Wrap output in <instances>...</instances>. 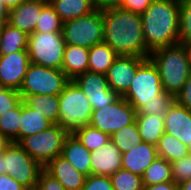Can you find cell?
Masks as SVG:
<instances>
[{
    "instance_id": "b9f144b4",
    "label": "cell",
    "mask_w": 191,
    "mask_h": 190,
    "mask_svg": "<svg viewBox=\"0 0 191 190\" xmlns=\"http://www.w3.org/2000/svg\"><path fill=\"white\" fill-rule=\"evenodd\" d=\"M175 101L191 111V75L175 97Z\"/></svg>"
},
{
    "instance_id": "5b68a950",
    "label": "cell",
    "mask_w": 191,
    "mask_h": 190,
    "mask_svg": "<svg viewBox=\"0 0 191 190\" xmlns=\"http://www.w3.org/2000/svg\"><path fill=\"white\" fill-rule=\"evenodd\" d=\"M42 169L18 143L11 142L0 154V175H10L28 190L36 189Z\"/></svg>"
},
{
    "instance_id": "2e32d148",
    "label": "cell",
    "mask_w": 191,
    "mask_h": 190,
    "mask_svg": "<svg viewBox=\"0 0 191 190\" xmlns=\"http://www.w3.org/2000/svg\"><path fill=\"white\" fill-rule=\"evenodd\" d=\"M48 3V0L23 1L10 10L8 23L30 35L34 33L41 11Z\"/></svg>"
},
{
    "instance_id": "d6a6232c",
    "label": "cell",
    "mask_w": 191,
    "mask_h": 190,
    "mask_svg": "<svg viewBox=\"0 0 191 190\" xmlns=\"http://www.w3.org/2000/svg\"><path fill=\"white\" fill-rule=\"evenodd\" d=\"M63 21L55 12L54 8L48 3L41 11V15L35 26L34 32H62Z\"/></svg>"
},
{
    "instance_id": "83f0119b",
    "label": "cell",
    "mask_w": 191,
    "mask_h": 190,
    "mask_svg": "<svg viewBox=\"0 0 191 190\" xmlns=\"http://www.w3.org/2000/svg\"><path fill=\"white\" fill-rule=\"evenodd\" d=\"M158 157L164 158L169 163L180 160L190 153L188 146L171 134L165 133L157 144Z\"/></svg>"
},
{
    "instance_id": "4fadbf2b",
    "label": "cell",
    "mask_w": 191,
    "mask_h": 190,
    "mask_svg": "<svg viewBox=\"0 0 191 190\" xmlns=\"http://www.w3.org/2000/svg\"><path fill=\"white\" fill-rule=\"evenodd\" d=\"M145 59L133 55H118L106 74L109 88L123 96L130 87L138 66Z\"/></svg>"
},
{
    "instance_id": "e575fe53",
    "label": "cell",
    "mask_w": 191,
    "mask_h": 190,
    "mask_svg": "<svg viewBox=\"0 0 191 190\" xmlns=\"http://www.w3.org/2000/svg\"><path fill=\"white\" fill-rule=\"evenodd\" d=\"M174 102L175 96L163 91L158 95V100L145 103L136 111V114L155 115L159 118H164Z\"/></svg>"
},
{
    "instance_id": "52a82bcc",
    "label": "cell",
    "mask_w": 191,
    "mask_h": 190,
    "mask_svg": "<svg viewBox=\"0 0 191 190\" xmlns=\"http://www.w3.org/2000/svg\"><path fill=\"white\" fill-rule=\"evenodd\" d=\"M63 38L66 44L90 49L104 40L102 10L63 22Z\"/></svg>"
},
{
    "instance_id": "6da1fadb",
    "label": "cell",
    "mask_w": 191,
    "mask_h": 190,
    "mask_svg": "<svg viewBox=\"0 0 191 190\" xmlns=\"http://www.w3.org/2000/svg\"><path fill=\"white\" fill-rule=\"evenodd\" d=\"M104 40L118 55H133L149 58L140 14L120 7L102 10Z\"/></svg>"
},
{
    "instance_id": "8d00e7d4",
    "label": "cell",
    "mask_w": 191,
    "mask_h": 190,
    "mask_svg": "<svg viewBox=\"0 0 191 190\" xmlns=\"http://www.w3.org/2000/svg\"><path fill=\"white\" fill-rule=\"evenodd\" d=\"M173 181L178 185L191 179V153L171 163Z\"/></svg>"
},
{
    "instance_id": "30bf717a",
    "label": "cell",
    "mask_w": 191,
    "mask_h": 190,
    "mask_svg": "<svg viewBox=\"0 0 191 190\" xmlns=\"http://www.w3.org/2000/svg\"><path fill=\"white\" fill-rule=\"evenodd\" d=\"M163 92L159 72L150 58L139 66L127 92L122 96L137 111L145 103L158 100Z\"/></svg>"
},
{
    "instance_id": "4316f807",
    "label": "cell",
    "mask_w": 191,
    "mask_h": 190,
    "mask_svg": "<svg viewBox=\"0 0 191 190\" xmlns=\"http://www.w3.org/2000/svg\"><path fill=\"white\" fill-rule=\"evenodd\" d=\"M118 54L105 42L94 45L89 49L88 71L107 74Z\"/></svg>"
},
{
    "instance_id": "d6986e66",
    "label": "cell",
    "mask_w": 191,
    "mask_h": 190,
    "mask_svg": "<svg viewBox=\"0 0 191 190\" xmlns=\"http://www.w3.org/2000/svg\"><path fill=\"white\" fill-rule=\"evenodd\" d=\"M158 157L157 147L153 144L142 142L122 154V169L143 176L147 167Z\"/></svg>"
},
{
    "instance_id": "d590c367",
    "label": "cell",
    "mask_w": 191,
    "mask_h": 190,
    "mask_svg": "<svg viewBox=\"0 0 191 190\" xmlns=\"http://www.w3.org/2000/svg\"><path fill=\"white\" fill-rule=\"evenodd\" d=\"M179 43L191 45V3L181 0L179 13Z\"/></svg>"
},
{
    "instance_id": "8992f818",
    "label": "cell",
    "mask_w": 191,
    "mask_h": 190,
    "mask_svg": "<svg viewBox=\"0 0 191 190\" xmlns=\"http://www.w3.org/2000/svg\"><path fill=\"white\" fill-rule=\"evenodd\" d=\"M70 133L59 124L23 138L18 144L42 167L62 154L66 137Z\"/></svg>"
},
{
    "instance_id": "277c9868",
    "label": "cell",
    "mask_w": 191,
    "mask_h": 190,
    "mask_svg": "<svg viewBox=\"0 0 191 190\" xmlns=\"http://www.w3.org/2000/svg\"><path fill=\"white\" fill-rule=\"evenodd\" d=\"M92 111L93 108L82 89L70 80L59 94L58 124L69 133H73L90 123Z\"/></svg>"
},
{
    "instance_id": "f907efd6",
    "label": "cell",
    "mask_w": 191,
    "mask_h": 190,
    "mask_svg": "<svg viewBox=\"0 0 191 190\" xmlns=\"http://www.w3.org/2000/svg\"><path fill=\"white\" fill-rule=\"evenodd\" d=\"M188 52H189V56H190V62H191V45L187 47Z\"/></svg>"
},
{
    "instance_id": "8fae6325",
    "label": "cell",
    "mask_w": 191,
    "mask_h": 190,
    "mask_svg": "<svg viewBox=\"0 0 191 190\" xmlns=\"http://www.w3.org/2000/svg\"><path fill=\"white\" fill-rule=\"evenodd\" d=\"M136 113L133 106L120 96L114 103L94 109L89 125L111 136L119 129L132 124Z\"/></svg>"
},
{
    "instance_id": "681fc988",
    "label": "cell",
    "mask_w": 191,
    "mask_h": 190,
    "mask_svg": "<svg viewBox=\"0 0 191 190\" xmlns=\"http://www.w3.org/2000/svg\"><path fill=\"white\" fill-rule=\"evenodd\" d=\"M177 190H191V179L178 184Z\"/></svg>"
},
{
    "instance_id": "44dd1931",
    "label": "cell",
    "mask_w": 191,
    "mask_h": 190,
    "mask_svg": "<svg viewBox=\"0 0 191 190\" xmlns=\"http://www.w3.org/2000/svg\"><path fill=\"white\" fill-rule=\"evenodd\" d=\"M89 49L77 45L66 44L64 49V59L62 70L73 80L81 73L88 71Z\"/></svg>"
},
{
    "instance_id": "9a60e30c",
    "label": "cell",
    "mask_w": 191,
    "mask_h": 190,
    "mask_svg": "<svg viewBox=\"0 0 191 190\" xmlns=\"http://www.w3.org/2000/svg\"><path fill=\"white\" fill-rule=\"evenodd\" d=\"M165 133L188 146L191 153V111L176 101L164 116Z\"/></svg>"
},
{
    "instance_id": "ba28073f",
    "label": "cell",
    "mask_w": 191,
    "mask_h": 190,
    "mask_svg": "<svg viewBox=\"0 0 191 190\" xmlns=\"http://www.w3.org/2000/svg\"><path fill=\"white\" fill-rule=\"evenodd\" d=\"M65 46L62 32H34L28 35L27 52L30 63L61 69Z\"/></svg>"
},
{
    "instance_id": "f1b7e54d",
    "label": "cell",
    "mask_w": 191,
    "mask_h": 190,
    "mask_svg": "<svg viewBox=\"0 0 191 190\" xmlns=\"http://www.w3.org/2000/svg\"><path fill=\"white\" fill-rule=\"evenodd\" d=\"M21 102L13 109L0 115V133L11 142H20Z\"/></svg>"
},
{
    "instance_id": "5bb4252c",
    "label": "cell",
    "mask_w": 191,
    "mask_h": 190,
    "mask_svg": "<svg viewBox=\"0 0 191 190\" xmlns=\"http://www.w3.org/2000/svg\"><path fill=\"white\" fill-rule=\"evenodd\" d=\"M29 64L30 58L27 50L0 55V84L2 87L19 91Z\"/></svg>"
},
{
    "instance_id": "7a4b0ae2",
    "label": "cell",
    "mask_w": 191,
    "mask_h": 190,
    "mask_svg": "<svg viewBox=\"0 0 191 190\" xmlns=\"http://www.w3.org/2000/svg\"><path fill=\"white\" fill-rule=\"evenodd\" d=\"M181 0H153L141 14L146 48L152 52L179 43Z\"/></svg>"
},
{
    "instance_id": "836d02e7",
    "label": "cell",
    "mask_w": 191,
    "mask_h": 190,
    "mask_svg": "<svg viewBox=\"0 0 191 190\" xmlns=\"http://www.w3.org/2000/svg\"><path fill=\"white\" fill-rule=\"evenodd\" d=\"M113 190H143L142 177L125 169L110 176Z\"/></svg>"
},
{
    "instance_id": "f6af8a7d",
    "label": "cell",
    "mask_w": 191,
    "mask_h": 190,
    "mask_svg": "<svg viewBox=\"0 0 191 190\" xmlns=\"http://www.w3.org/2000/svg\"><path fill=\"white\" fill-rule=\"evenodd\" d=\"M123 0H92L94 7L99 10L119 7Z\"/></svg>"
},
{
    "instance_id": "7402d4cb",
    "label": "cell",
    "mask_w": 191,
    "mask_h": 190,
    "mask_svg": "<svg viewBox=\"0 0 191 190\" xmlns=\"http://www.w3.org/2000/svg\"><path fill=\"white\" fill-rule=\"evenodd\" d=\"M63 22L87 15L96 8L92 0H48Z\"/></svg>"
},
{
    "instance_id": "7c38bea8",
    "label": "cell",
    "mask_w": 191,
    "mask_h": 190,
    "mask_svg": "<svg viewBox=\"0 0 191 190\" xmlns=\"http://www.w3.org/2000/svg\"><path fill=\"white\" fill-rule=\"evenodd\" d=\"M73 81L82 89L93 110L114 103L120 96L109 88L105 74L87 71Z\"/></svg>"
},
{
    "instance_id": "ab89813d",
    "label": "cell",
    "mask_w": 191,
    "mask_h": 190,
    "mask_svg": "<svg viewBox=\"0 0 191 190\" xmlns=\"http://www.w3.org/2000/svg\"><path fill=\"white\" fill-rule=\"evenodd\" d=\"M35 190H66L62 184L44 168L40 171Z\"/></svg>"
},
{
    "instance_id": "e0dca14e",
    "label": "cell",
    "mask_w": 191,
    "mask_h": 190,
    "mask_svg": "<svg viewBox=\"0 0 191 190\" xmlns=\"http://www.w3.org/2000/svg\"><path fill=\"white\" fill-rule=\"evenodd\" d=\"M122 154L119 148L110 140L106 145L91 152V174L111 176L122 168Z\"/></svg>"
},
{
    "instance_id": "3957f363",
    "label": "cell",
    "mask_w": 191,
    "mask_h": 190,
    "mask_svg": "<svg viewBox=\"0 0 191 190\" xmlns=\"http://www.w3.org/2000/svg\"><path fill=\"white\" fill-rule=\"evenodd\" d=\"M149 58L158 69L163 91L176 97L191 75L187 46L161 47L150 52Z\"/></svg>"
},
{
    "instance_id": "bcb514c9",
    "label": "cell",
    "mask_w": 191,
    "mask_h": 190,
    "mask_svg": "<svg viewBox=\"0 0 191 190\" xmlns=\"http://www.w3.org/2000/svg\"><path fill=\"white\" fill-rule=\"evenodd\" d=\"M9 12L4 0H0V26L9 22Z\"/></svg>"
},
{
    "instance_id": "f546056e",
    "label": "cell",
    "mask_w": 191,
    "mask_h": 190,
    "mask_svg": "<svg viewBox=\"0 0 191 190\" xmlns=\"http://www.w3.org/2000/svg\"><path fill=\"white\" fill-rule=\"evenodd\" d=\"M142 181L143 186L173 181L171 163L164 158L157 157L145 170Z\"/></svg>"
},
{
    "instance_id": "603a6c76",
    "label": "cell",
    "mask_w": 191,
    "mask_h": 190,
    "mask_svg": "<svg viewBox=\"0 0 191 190\" xmlns=\"http://www.w3.org/2000/svg\"><path fill=\"white\" fill-rule=\"evenodd\" d=\"M28 34L10 23L0 26V55L27 50Z\"/></svg>"
},
{
    "instance_id": "d4e9b609",
    "label": "cell",
    "mask_w": 191,
    "mask_h": 190,
    "mask_svg": "<svg viewBox=\"0 0 191 190\" xmlns=\"http://www.w3.org/2000/svg\"><path fill=\"white\" fill-rule=\"evenodd\" d=\"M135 122L143 142L157 146L165 132L164 118L155 115L136 114Z\"/></svg>"
},
{
    "instance_id": "ac0fdd59",
    "label": "cell",
    "mask_w": 191,
    "mask_h": 190,
    "mask_svg": "<svg viewBox=\"0 0 191 190\" xmlns=\"http://www.w3.org/2000/svg\"><path fill=\"white\" fill-rule=\"evenodd\" d=\"M49 174L55 177L66 190H81L86 175L80 173L66 158L62 155L51 160L43 167Z\"/></svg>"
},
{
    "instance_id": "60d3db41",
    "label": "cell",
    "mask_w": 191,
    "mask_h": 190,
    "mask_svg": "<svg viewBox=\"0 0 191 190\" xmlns=\"http://www.w3.org/2000/svg\"><path fill=\"white\" fill-rule=\"evenodd\" d=\"M153 0H123L119 6L128 12L142 14L152 3Z\"/></svg>"
},
{
    "instance_id": "74e56055",
    "label": "cell",
    "mask_w": 191,
    "mask_h": 190,
    "mask_svg": "<svg viewBox=\"0 0 191 190\" xmlns=\"http://www.w3.org/2000/svg\"><path fill=\"white\" fill-rule=\"evenodd\" d=\"M22 101L18 90L4 88L0 84V115L15 108Z\"/></svg>"
},
{
    "instance_id": "cb8c5ba5",
    "label": "cell",
    "mask_w": 191,
    "mask_h": 190,
    "mask_svg": "<svg viewBox=\"0 0 191 190\" xmlns=\"http://www.w3.org/2000/svg\"><path fill=\"white\" fill-rule=\"evenodd\" d=\"M24 103L32 110H36L53 124L59 121V95H27Z\"/></svg>"
},
{
    "instance_id": "484cf974",
    "label": "cell",
    "mask_w": 191,
    "mask_h": 190,
    "mask_svg": "<svg viewBox=\"0 0 191 190\" xmlns=\"http://www.w3.org/2000/svg\"><path fill=\"white\" fill-rule=\"evenodd\" d=\"M53 123L21 101L20 141L49 128Z\"/></svg>"
},
{
    "instance_id": "1f68e13d",
    "label": "cell",
    "mask_w": 191,
    "mask_h": 190,
    "mask_svg": "<svg viewBox=\"0 0 191 190\" xmlns=\"http://www.w3.org/2000/svg\"><path fill=\"white\" fill-rule=\"evenodd\" d=\"M73 134L91 152L101 148L110 141V136L91 125H85L76 129Z\"/></svg>"
},
{
    "instance_id": "c3c4849f",
    "label": "cell",
    "mask_w": 191,
    "mask_h": 190,
    "mask_svg": "<svg viewBox=\"0 0 191 190\" xmlns=\"http://www.w3.org/2000/svg\"><path fill=\"white\" fill-rule=\"evenodd\" d=\"M23 1H26V0H4V3L6 7L8 8V10L10 11L16 6H18L20 3H22Z\"/></svg>"
},
{
    "instance_id": "9c48e42d",
    "label": "cell",
    "mask_w": 191,
    "mask_h": 190,
    "mask_svg": "<svg viewBox=\"0 0 191 190\" xmlns=\"http://www.w3.org/2000/svg\"><path fill=\"white\" fill-rule=\"evenodd\" d=\"M70 80L62 69L30 63L19 93L22 100L27 95H59Z\"/></svg>"
},
{
    "instance_id": "ee69618b",
    "label": "cell",
    "mask_w": 191,
    "mask_h": 190,
    "mask_svg": "<svg viewBox=\"0 0 191 190\" xmlns=\"http://www.w3.org/2000/svg\"><path fill=\"white\" fill-rule=\"evenodd\" d=\"M177 184L174 181H166L153 185L143 186V190H177Z\"/></svg>"
},
{
    "instance_id": "ffe728a7",
    "label": "cell",
    "mask_w": 191,
    "mask_h": 190,
    "mask_svg": "<svg viewBox=\"0 0 191 190\" xmlns=\"http://www.w3.org/2000/svg\"><path fill=\"white\" fill-rule=\"evenodd\" d=\"M80 173L91 175V151H89L73 134L70 133L64 142L62 154Z\"/></svg>"
},
{
    "instance_id": "7dc6e473",
    "label": "cell",
    "mask_w": 191,
    "mask_h": 190,
    "mask_svg": "<svg viewBox=\"0 0 191 190\" xmlns=\"http://www.w3.org/2000/svg\"><path fill=\"white\" fill-rule=\"evenodd\" d=\"M11 144V141L0 133V154L4 152V150Z\"/></svg>"
},
{
    "instance_id": "4dcf8cb0",
    "label": "cell",
    "mask_w": 191,
    "mask_h": 190,
    "mask_svg": "<svg viewBox=\"0 0 191 190\" xmlns=\"http://www.w3.org/2000/svg\"><path fill=\"white\" fill-rule=\"evenodd\" d=\"M110 140L119 148L121 154L130 151L132 147L143 142L135 121L114 132L110 136Z\"/></svg>"
},
{
    "instance_id": "7bdbcfd3",
    "label": "cell",
    "mask_w": 191,
    "mask_h": 190,
    "mask_svg": "<svg viewBox=\"0 0 191 190\" xmlns=\"http://www.w3.org/2000/svg\"><path fill=\"white\" fill-rule=\"evenodd\" d=\"M0 190H26V188L10 175L1 174Z\"/></svg>"
},
{
    "instance_id": "f35d334b",
    "label": "cell",
    "mask_w": 191,
    "mask_h": 190,
    "mask_svg": "<svg viewBox=\"0 0 191 190\" xmlns=\"http://www.w3.org/2000/svg\"><path fill=\"white\" fill-rule=\"evenodd\" d=\"M81 190H113L109 176L89 175Z\"/></svg>"
}]
</instances>
